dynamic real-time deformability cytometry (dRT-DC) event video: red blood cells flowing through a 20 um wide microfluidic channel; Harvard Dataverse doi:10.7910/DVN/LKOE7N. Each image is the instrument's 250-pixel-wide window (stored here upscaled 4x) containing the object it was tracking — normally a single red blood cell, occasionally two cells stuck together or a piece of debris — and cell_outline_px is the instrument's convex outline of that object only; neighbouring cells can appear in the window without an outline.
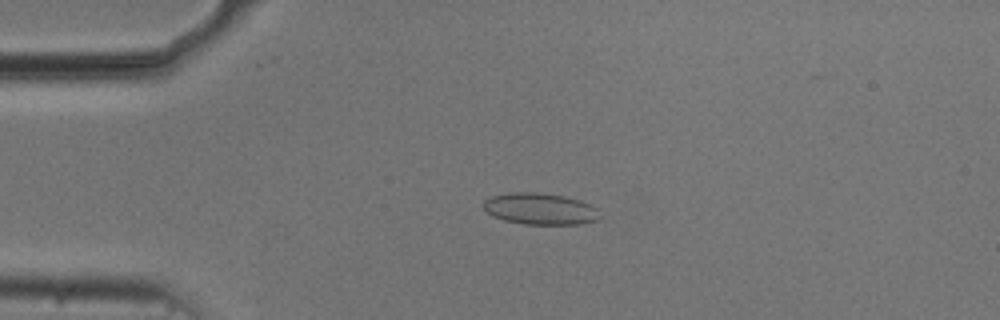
{"species": "common noctule bat (a hibernating species)", "species_latin": "Nyctalus noctula", "temperature_condition": "cold", "stored_images_in_passage": 43, "camera_frame_rate_fps": 3000, "um_per_image_px": 0.085, "animal": {"sex": "male", "body_mass_g": 20.5, "forearm_length_mm": 52.5}, "frame": {"image": 1, "passage_image": 2, "time_ms": 0.333, "image_size_px": [1000, 320], "cell_outline_px": [[604, 216], [600, 220], [580, 224], [524, 224], [504, 220], [492, 216], [484, 208], [484, 200], [492, 196], [512, 192], [536, 192], [564, 196], [580, 200], [592, 204]], "centroid_in_image_um": [45.98, 17.76], "position_along_channel_um": 39.0, "area_um2": 21.62}}
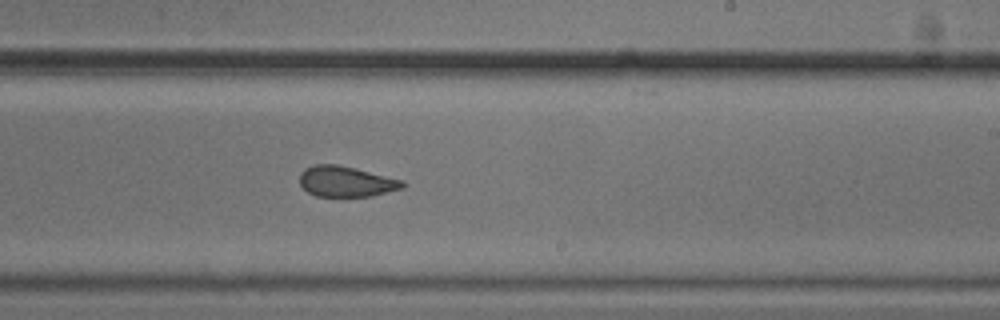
{"frame": {"image": 2, "passage_image": 22, "time_ms": 7.0, "image_size_px": [1000, 320], "cell_outline_px": [[404, 188], [372, 196], [316, 196], [308, 192], [300, 184], [300, 172], [304, 168], [312, 164], [336, 164], [404, 180]], "centroid_in_image_um": [29.4, 15.42], "position_along_channel_um": 259.6, "area_um2": 18.32}}
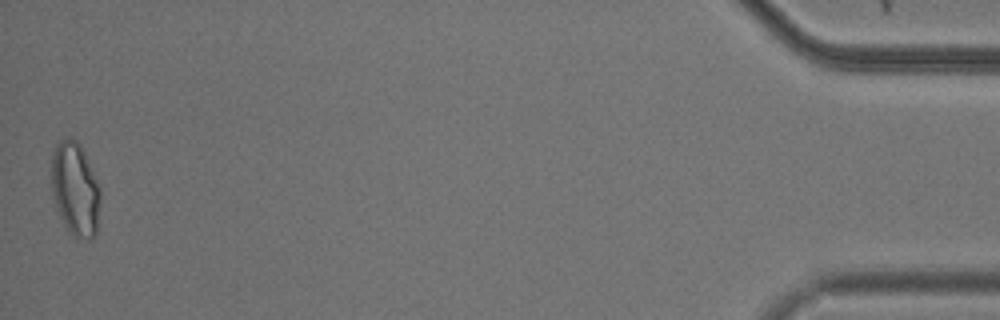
{"frame": {"image": 3, "passage_image": 43, "time_ms": 14.0, "image_size_px": [1000, 320], "cell_outline_px": [[100, 200], [96, 232], [92, 240], [88, 240], [72, 236], [64, 224], [60, 216], [52, 196], [52, 152], [56, 144], [64, 136], [72, 136], [80, 144], [100, 184]], "centroid_in_image_um": [6.4, 16.04], "position_along_channel_um": 428.8, "area_um2": 27.05}, "authors_computed_cell_mechanics": {"area_um2": 19.5364, "velocity_mm_per_s": 3.7348, "shape_relaxation_time_tau1_ms": 7.5567, "shape_relaxation_time_tau2_ms": 1.6486, "deformation_change_tau1": 0.14, "deformation_change_tau2": 0.0516}}